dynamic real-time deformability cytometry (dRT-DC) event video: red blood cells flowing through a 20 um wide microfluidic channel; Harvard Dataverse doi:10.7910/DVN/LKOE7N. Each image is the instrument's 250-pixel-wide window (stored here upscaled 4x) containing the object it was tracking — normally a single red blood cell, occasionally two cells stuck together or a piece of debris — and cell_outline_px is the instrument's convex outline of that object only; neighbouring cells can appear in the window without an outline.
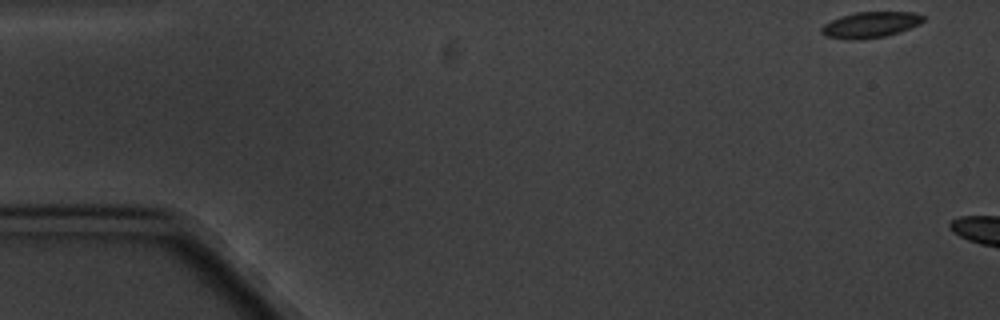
{"species": "common noctule bat (a hibernating species)", "species_latin": "Nyctalus noctula", "temperature_condition": "cold", "stored_images_in_passage": 2, "camera_frame_rate_fps": 3000, "um_per_image_px": 0.085, "animal": {"sex": "male", "body_mass_g": 20.1, "forearm_length_mm": 53.5}, "frame": {"image": 1, "passage_image": 1, "time_ms": 0.0, "image_size_px": [1000, 320], "cell_outline_px": [[924, 20], [920, 24], [900, 32], [884, 36], [860, 40], [848, 40], [824, 36], [820, 32], [820, 28], [824, 24], [840, 16], [856, 12], [912, 12], [924, 16]], "centroid_in_image_um": [73.95, 2.11], "position_along_channel_um": 11.0, "area_um2": 15.49}}